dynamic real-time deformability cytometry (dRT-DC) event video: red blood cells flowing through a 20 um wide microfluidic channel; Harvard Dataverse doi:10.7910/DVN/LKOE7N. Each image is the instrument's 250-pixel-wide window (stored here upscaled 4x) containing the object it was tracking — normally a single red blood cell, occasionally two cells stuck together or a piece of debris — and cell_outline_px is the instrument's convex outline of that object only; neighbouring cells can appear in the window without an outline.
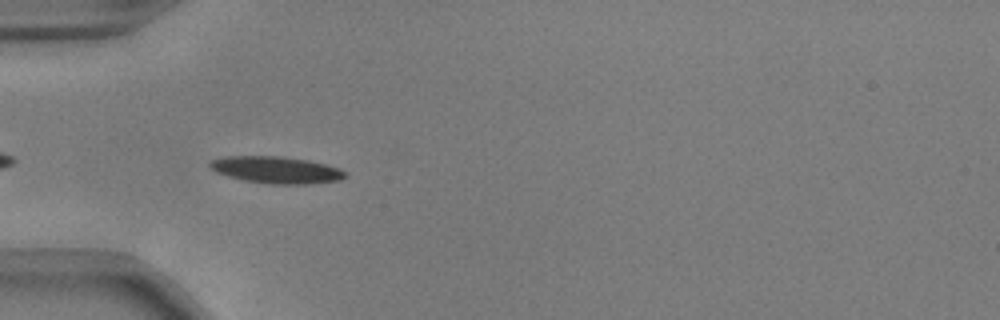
{"species": "common noctule bat (a hibernating species)", "species_latin": "Nyctalus noctula", "temperature_condition": "warm", "stored_images_in_passage": 39, "camera_frame_rate_fps": 3000, "um_per_image_px": 0.085, "animal": {"sex": "male", "body_mass_g": 17.9, "forearm_length_mm": 54.2}, "frame": {"image": 1, "passage_image": 3, "time_ms": 0.667, "image_size_px": [1000, 320], "cell_outline_px": [[348, 176], [340, 180], [308, 184], [272, 184], [244, 180], [228, 176], [216, 172], [208, 168], [208, 164], [212, 160], [224, 156], [280, 156], [308, 160], [340, 168]], "centroid_in_image_um": [23.46, 14.44], "position_along_channel_um": 61.5, "area_um2": 21.21}}
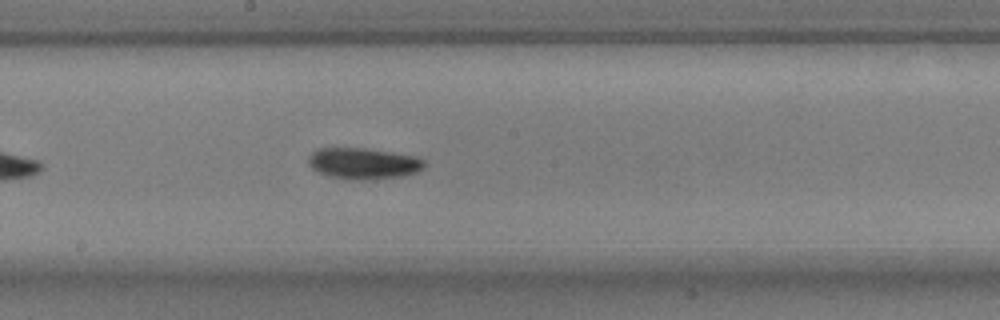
{"frame": {"image": 2, "passage_image": 16, "time_ms": 5.0, "image_size_px": [1000, 320], "cell_outline_px": [[428, 164], [424, 168], [416, 172], [400, 176], [364, 180], [344, 180], [328, 176], [312, 168], [308, 164], [308, 156], [312, 152], [320, 148], [364, 148], [392, 152], [416, 156], [424, 160]], "centroid_in_image_um": [30.89, 13.9], "position_along_channel_um": 217.3, "area_um2": 21.27}}
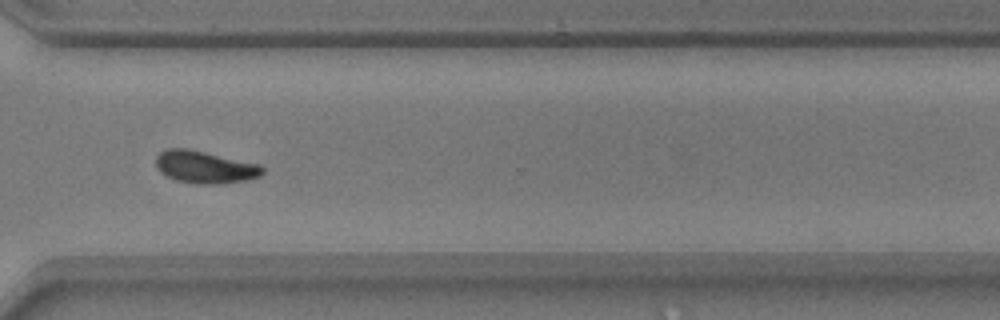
{"frame": {"image": 3, "passage_image": 27, "time_ms": 8.667, "image_size_px": [1000, 320], "cell_outline_px": [[264, 172], [260, 176], [244, 180], [224, 184], [196, 184], [176, 180], [160, 172], [156, 168], [156, 156], [160, 152], [168, 148], [188, 148], [260, 164], [264, 168]], "centroid_in_image_um": [17.41, 14.2], "position_along_channel_um": 353.2, "area_um2": 20.23}, "authors_computed_cell_mechanics": {"area_um2": 20.1144, "velocity_mm_per_s": 3.6955, "shape_relaxation_time_tau1_ms": 2.4705, "shape_relaxation_time_tau2_ms": null, "deformation_change_tau1": 0.1216, "deformation_change_tau2": null}}